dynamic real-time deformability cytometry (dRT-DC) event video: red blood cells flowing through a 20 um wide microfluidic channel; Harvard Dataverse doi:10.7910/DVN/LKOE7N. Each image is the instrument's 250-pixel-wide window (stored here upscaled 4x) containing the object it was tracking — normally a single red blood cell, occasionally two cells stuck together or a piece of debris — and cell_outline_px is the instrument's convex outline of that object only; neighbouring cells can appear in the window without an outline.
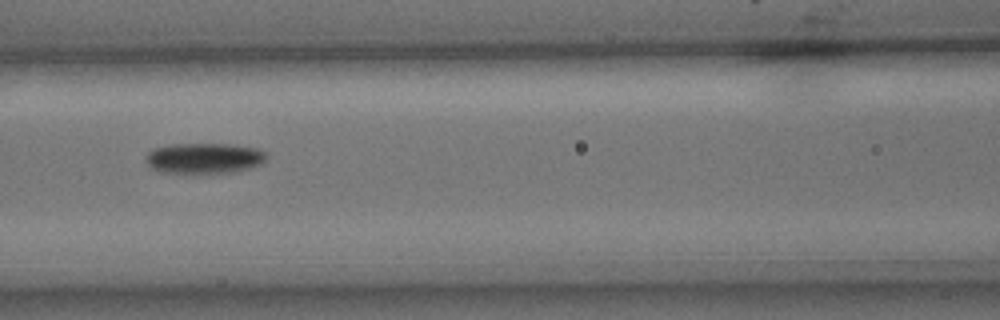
{"species": "common noctule bat (a hibernating species)", "species_latin": "Nyctalus noctula", "temperature_condition": "cold", "stored_images_in_passage": 15, "camera_frame_rate_fps": 3000, "um_per_image_px": 0.085, "animal": {"sex": "male", "body_mass_g": 15.6}, "frame": {"image": 1, "passage_image": 7, "time_ms": 2.0, "image_size_px": [1000, 320], "cell_outline_px": [[268, 156], [264, 164], [236, 172], [160, 172], [152, 168], [148, 164], [144, 156], [152, 148], [172, 144], [228, 144], [256, 148], [264, 152]], "centroid_in_image_um": [17.37, 13.44], "position_along_channel_um": 149.2, "area_um2": 21.5}}
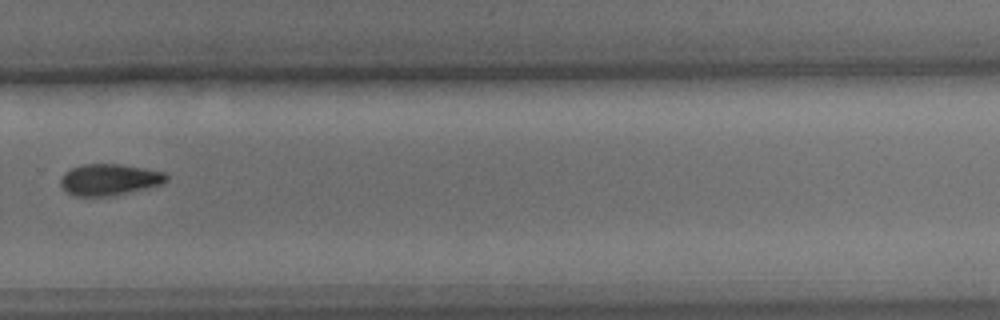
{"frame": {"image": 2, "passage_image": 11, "time_ms": 3.333, "image_size_px": [1000, 320], "cell_outline_px": [[168, 180], [160, 184], [112, 196], [72, 196], [60, 184], [60, 180], [64, 172], [80, 164], [120, 164], [144, 168], [164, 172], [168, 176]], "centroid_in_image_um": [9.26, 15.26], "position_along_channel_um": 320.5, "area_um2": 19.25}}
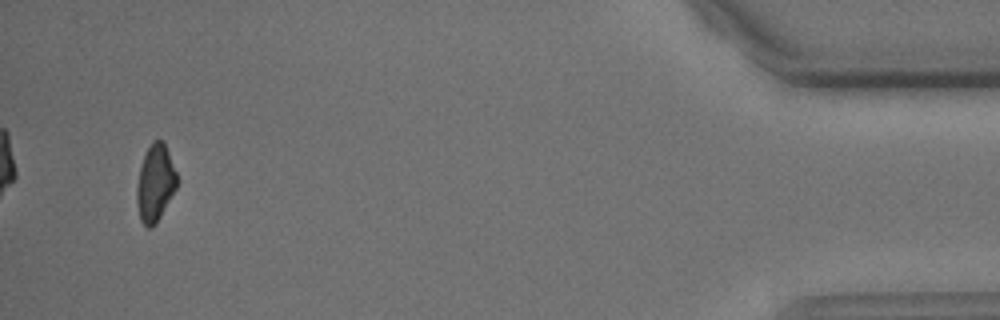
{"frame": {"image": 3, "passage_image": 15, "time_ms": 4.667, "image_size_px": [1000, 320], "cell_outline_px": [[176, 188], [156, 224], [152, 228], [148, 228], [140, 220], [136, 200], [136, 188], [140, 168], [144, 156], [152, 140], [164, 140], [176, 172]], "centroid_in_image_um": [13.18, 15.57], "position_along_channel_um": 422.0, "area_um2": 17.86}}